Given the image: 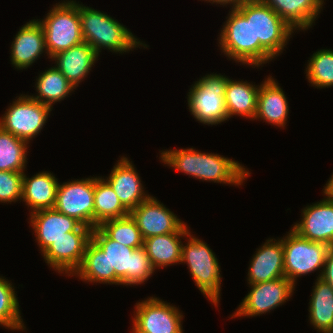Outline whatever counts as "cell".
<instances>
[{
    "label": "cell",
    "mask_w": 333,
    "mask_h": 333,
    "mask_svg": "<svg viewBox=\"0 0 333 333\" xmlns=\"http://www.w3.org/2000/svg\"><path fill=\"white\" fill-rule=\"evenodd\" d=\"M79 8L81 20V33L83 40L89 44L99 55L102 49L122 54L133 51L132 49L148 46L127 29L118 20L110 15L95 10L88 6H83L74 1Z\"/></svg>",
    "instance_id": "277c9868"
},
{
    "label": "cell",
    "mask_w": 333,
    "mask_h": 333,
    "mask_svg": "<svg viewBox=\"0 0 333 333\" xmlns=\"http://www.w3.org/2000/svg\"><path fill=\"white\" fill-rule=\"evenodd\" d=\"M323 188L324 197L328 200L333 202V174L331 175L330 179L327 181Z\"/></svg>",
    "instance_id": "74e56055"
},
{
    "label": "cell",
    "mask_w": 333,
    "mask_h": 333,
    "mask_svg": "<svg viewBox=\"0 0 333 333\" xmlns=\"http://www.w3.org/2000/svg\"><path fill=\"white\" fill-rule=\"evenodd\" d=\"M48 58L82 43L81 20L74 0L56 3L42 20Z\"/></svg>",
    "instance_id": "8992f818"
},
{
    "label": "cell",
    "mask_w": 333,
    "mask_h": 333,
    "mask_svg": "<svg viewBox=\"0 0 333 333\" xmlns=\"http://www.w3.org/2000/svg\"><path fill=\"white\" fill-rule=\"evenodd\" d=\"M230 9L219 33L220 50L240 65L253 66L252 17H245L237 8Z\"/></svg>",
    "instance_id": "7c38bea8"
},
{
    "label": "cell",
    "mask_w": 333,
    "mask_h": 333,
    "mask_svg": "<svg viewBox=\"0 0 333 333\" xmlns=\"http://www.w3.org/2000/svg\"><path fill=\"white\" fill-rule=\"evenodd\" d=\"M309 305L311 325L321 333H333V289L321 278L316 279Z\"/></svg>",
    "instance_id": "4316f807"
},
{
    "label": "cell",
    "mask_w": 333,
    "mask_h": 333,
    "mask_svg": "<svg viewBox=\"0 0 333 333\" xmlns=\"http://www.w3.org/2000/svg\"><path fill=\"white\" fill-rule=\"evenodd\" d=\"M306 78L315 88L333 86V50L320 49L308 60Z\"/></svg>",
    "instance_id": "836d02e7"
},
{
    "label": "cell",
    "mask_w": 333,
    "mask_h": 333,
    "mask_svg": "<svg viewBox=\"0 0 333 333\" xmlns=\"http://www.w3.org/2000/svg\"><path fill=\"white\" fill-rule=\"evenodd\" d=\"M28 143L0 127V171L24 172Z\"/></svg>",
    "instance_id": "4dcf8cb0"
},
{
    "label": "cell",
    "mask_w": 333,
    "mask_h": 333,
    "mask_svg": "<svg viewBox=\"0 0 333 333\" xmlns=\"http://www.w3.org/2000/svg\"><path fill=\"white\" fill-rule=\"evenodd\" d=\"M279 15L293 30H307L315 23L324 0H260ZM298 28V29H297Z\"/></svg>",
    "instance_id": "603a6c76"
},
{
    "label": "cell",
    "mask_w": 333,
    "mask_h": 333,
    "mask_svg": "<svg viewBox=\"0 0 333 333\" xmlns=\"http://www.w3.org/2000/svg\"><path fill=\"white\" fill-rule=\"evenodd\" d=\"M11 64L18 70L27 69L46 49L45 34L38 20L24 24L15 35L11 44Z\"/></svg>",
    "instance_id": "ac0fdd59"
},
{
    "label": "cell",
    "mask_w": 333,
    "mask_h": 333,
    "mask_svg": "<svg viewBox=\"0 0 333 333\" xmlns=\"http://www.w3.org/2000/svg\"><path fill=\"white\" fill-rule=\"evenodd\" d=\"M132 333H184L180 310L158 297L136 303Z\"/></svg>",
    "instance_id": "30bf717a"
},
{
    "label": "cell",
    "mask_w": 333,
    "mask_h": 333,
    "mask_svg": "<svg viewBox=\"0 0 333 333\" xmlns=\"http://www.w3.org/2000/svg\"><path fill=\"white\" fill-rule=\"evenodd\" d=\"M35 87L37 95L29 96L52 109L53 104L69 97L68 95H71L70 93L76 89L55 66L40 73L36 79Z\"/></svg>",
    "instance_id": "83f0119b"
},
{
    "label": "cell",
    "mask_w": 333,
    "mask_h": 333,
    "mask_svg": "<svg viewBox=\"0 0 333 333\" xmlns=\"http://www.w3.org/2000/svg\"><path fill=\"white\" fill-rule=\"evenodd\" d=\"M227 81V76L212 73L191 86L187 94L188 107L199 123L212 126L228 121L224 98Z\"/></svg>",
    "instance_id": "52a82bcc"
},
{
    "label": "cell",
    "mask_w": 333,
    "mask_h": 333,
    "mask_svg": "<svg viewBox=\"0 0 333 333\" xmlns=\"http://www.w3.org/2000/svg\"><path fill=\"white\" fill-rule=\"evenodd\" d=\"M284 274L294 285L298 277L320 270L321 277L329 245L301 237L293 229L282 237ZM322 268V270H321Z\"/></svg>",
    "instance_id": "ba28073f"
},
{
    "label": "cell",
    "mask_w": 333,
    "mask_h": 333,
    "mask_svg": "<svg viewBox=\"0 0 333 333\" xmlns=\"http://www.w3.org/2000/svg\"><path fill=\"white\" fill-rule=\"evenodd\" d=\"M12 283L0 276V325L10 330H24L20 306Z\"/></svg>",
    "instance_id": "1f68e13d"
},
{
    "label": "cell",
    "mask_w": 333,
    "mask_h": 333,
    "mask_svg": "<svg viewBox=\"0 0 333 333\" xmlns=\"http://www.w3.org/2000/svg\"><path fill=\"white\" fill-rule=\"evenodd\" d=\"M112 240L130 247L143 246L144 239L135 220L129 214L125 217L104 221L99 226Z\"/></svg>",
    "instance_id": "d6a6232c"
},
{
    "label": "cell",
    "mask_w": 333,
    "mask_h": 333,
    "mask_svg": "<svg viewBox=\"0 0 333 333\" xmlns=\"http://www.w3.org/2000/svg\"><path fill=\"white\" fill-rule=\"evenodd\" d=\"M237 9L245 17H252L253 67L279 56L295 30L260 0L244 1Z\"/></svg>",
    "instance_id": "7a4b0ae2"
},
{
    "label": "cell",
    "mask_w": 333,
    "mask_h": 333,
    "mask_svg": "<svg viewBox=\"0 0 333 333\" xmlns=\"http://www.w3.org/2000/svg\"><path fill=\"white\" fill-rule=\"evenodd\" d=\"M94 177L58 184L54 209L94 229Z\"/></svg>",
    "instance_id": "8fae6325"
},
{
    "label": "cell",
    "mask_w": 333,
    "mask_h": 333,
    "mask_svg": "<svg viewBox=\"0 0 333 333\" xmlns=\"http://www.w3.org/2000/svg\"><path fill=\"white\" fill-rule=\"evenodd\" d=\"M94 228L104 221L129 215L111 185L98 176L94 177Z\"/></svg>",
    "instance_id": "f1b7e54d"
},
{
    "label": "cell",
    "mask_w": 333,
    "mask_h": 333,
    "mask_svg": "<svg viewBox=\"0 0 333 333\" xmlns=\"http://www.w3.org/2000/svg\"><path fill=\"white\" fill-rule=\"evenodd\" d=\"M204 1H208L211 4H220L223 7L226 5H230L232 7V9L238 8L244 1L247 0H204Z\"/></svg>",
    "instance_id": "8d00e7d4"
},
{
    "label": "cell",
    "mask_w": 333,
    "mask_h": 333,
    "mask_svg": "<svg viewBox=\"0 0 333 333\" xmlns=\"http://www.w3.org/2000/svg\"><path fill=\"white\" fill-rule=\"evenodd\" d=\"M129 214L135 220L143 239L179 232L186 225L153 196L141 202Z\"/></svg>",
    "instance_id": "9a60e30c"
},
{
    "label": "cell",
    "mask_w": 333,
    "mask_h": 333,
    "mask_svg": "<svg viewBox=\"0 0 333 333\" xmlns=\"http://www.w3.org/2000/svg\"><path fill=\"white\" fill-rule=\"evenodd\" d=\"M167 166L196 179L240 186L251 173L233 159L215 153H202L192 148L160 152Z\"/></svg>",
    "instance_id": "6da1fadb"
},
{
    "label": "cell",
    "mask_w": 333,
    "mask_h": 333,
    "mask_svg": "<svg viewBox=\"0 0 333 333\" xmlns=\"http://www.w3.org/2000/svg\"><path fill=\"white\" fill-rule=\"evenodd\" d=\"M266 241L250 261L247 277L249 285L285 277L282 239L269 238Z\"/></svg>",
    "instance_id": "d6986e66"
},
{
    "label": "cell",
    "mask_w": 333,
    "mask_h": 333,
    "mask_svg": "<svg viewBox=\"0 0 333 333\" xmlns=\"http://www.w3.org/2000/svg\"><path fill=\"white\" fill-rule=\"evenodd\" d=\"M295 286L286 277L258 284H250L252 289L240 303L234 317H255L270 312L292 297Z\"/></svg>",
    "instance_id": "5bb4252c"
},
{
    "label": "cell",
    "mask_w": 333,
    "mask_h": 333,
    "mask_svg": "<svg viewBox=\"0 0 333 333\" xmlns=\"http://www.w3.org/2000/svg\"><path fill=\"white\" fill-rule=\"evenodd\" d=\"M259 89V85L228 78L224 95L228 118L238 115L253 120L257 110Z\"/></svg>",
    "instance_id": "484cf974"
},
{
    "label": "cell",
    "mask_w": 333,
    "mask_h": 333,
    "mask_svg": "<svg viewBox=\"0 0 333 333\" xmlns=\"http://www.w3.org/2000/svg\"><path fill=\"white\" fill-rule=\"evenodd\" d=\"M76 275L85 282L109 284L108 257L92 239L87 244L80 267L72 276Z\"/></svg>",
    "instance_id": "f546056e"
},
{
    "label": "cell",
    "mask_w": 333,
    "mask_h": 333,
    "mask_svg": "<svg viewBox=\"0 0 333 333\" xmlns=\"http://www.w3.org/2000/svg\"><path fill=\"white\" fill-rule=\"evenodd\" d=\"M301 212V221L292 229L310 241L333 245V202L324 198L307 205Z\"/></svg>",
    "instance_id": "2e32d148"
},
{
    "label": "cell",
    "mask_w": 333,
    "mask_h": 333,
    "mask_svg": "<svg viewBox=\"0 0 333 333\" xmlns=\"http://www.w3.org/2000/svg\"><path fill=\"white\" fill-rule=\"evenodd\" d=\"M91 239L108 257L111 285H139L156 271L143 246L127 247L112 240L99 226L92 230Z\"/></svg>",
    "instance_id": "3957f363"
},
{
    "label": "cell",
    "mask_w": 333,
    "mask_h": 333,
    "mask_svg": "<svg viewBox=\"0 0 333 333\" xmlns=\"http://www.w3.org/2000/svg\"><path fill=\"white\" fill-rule=\"evenodd\" d=\"M23 172L0 171V202L12 203L22 198Z\"/></svg>",
    "instance_id": "e575fe53"
},
{
    "label": "cell",
    "mask_w": 333,
    "mask_h": 333,
    "mask_svg": "<svg viewBox=\"0 0 333 333\" xmlns=\"http://www.w3.org/2000/svg\"><path fill=\"white\" fill-rule=\"evenodd\" d=\"M16 98L0 118V127L29 144L41 132L52 108L29 95Z\"/></svg>",
    "instance_id": "9c48e42d"
},
{
    "label": "cell",
    "mask_w": 333,
    "mask_h": 333,
    "mask_svg": "<svg viewBox=\"0 0 333 333\" xmlns=\"http://www.w3.org/2000/svg\"><path fill=\"white\" fill-rule=\"evenodd\" d=\"M98 56L96 51L83 41L55 54L50 59L55 61L56 65L54 66L76 88L87 77Z\"/></svg>",
    "instance_id": "7402d4cb"
},
{
    "label": "cell",
    "mask_w": 333,
    "mask_h": 333,
    "mask_svg": "<svg viewBox=\"0 0 333 333\" xmlns=\"http://www.w3.org/2000/svg\"><path fill=\"white\" fill-rule=\"evenodd\" d=\"M30 226L43 253L54 241L76 231L82 224L75 218L64 215L54 208L30 213Z\"/></svg>",
    "instance_id": "ffe728a7"
},
{
    "label": "cell",
    "mask_w": 333,
    "mask_h": 333,
    "mask_svg": "<svg viewBox=\"0 0 333 333\" xmlns=\"http://www.w3.org/2000/svg\"><path fill=\"white\" fill-rule=\"evenodd\" d=\"M105 180L111 185L120 202L129 212L151 196L145 194L144 186L132 161L130 162L124 156L114 165L109 177Z\"/></svg>",
    "instance_id": "e0dca14e"
},
{
    "label": "cell",
    "mask_w": 333,
    "mask_h": 333,
    "mask_svg": "<svg viewBox=\"0 0 333 333\" xmlns=\"http://www.w3.org/2000/svg\"><path fill=\"white\" fill-rule=\"evenodd\" d=\"M188 233L182 245L180 263L188 264L189 272L200 292L217 307L220 300L222 277L215 253L203 240Z\"/></svg>",
    "instance_id": "5b68a950"
},
{
    "label": "cell",
    "mask_w": 333,
    "mask_h": 333,
    "mask_svg": "<svg viewBox=\"0 0 333 333\" xmlns=\"http://www.w3.org/2000/svg\"><path fill=\"white\" fill-rule=\"evenodd\" d=\"M320 278L333 289V245L328 248L325 264Z\"/></svg>",
    "instance_id": "d590c367"
},
{
    "label": "cell",
    "mask_w": 333,
    "mask_h": 333,
    "mask_svg": "<svg viewBox=\"0 0 333 333\" xmlns=\"http://www.w3.org/2000/svg\"><path fill=\"white\" fill-rule=\"evenodd\" d=\"M276 82V79L268 76L260 84L254 120L261 119L270 125L284 128L288 119L289 105L283 89Z\"/></svg>",
    "instance_id": "44dd1931"
},
{
    "label": "cell",
    "mask_w": 333,
    "mask_h": 333,
    "mask_svg": "<svg viewBox=\"0 0 333 333\" xmlns=\"http://www.w3.org/2000/svg\"><path fill=\"white\" fill-rule=\"evenodd\" d=\"M58 180L51 172L42 171L28 178L23 172L21 200L31 213L54 208Z\"/></svg>",
    "instance_id": "cb8c5ba5"
},
{
    "label": "cell",
    "mask_w": 333,
    "mask_h": 333,
    "mask_svg": "<svg viewBox=\"0 0 333 333\" xmlns=\"http://www.w3.org/2000/svg\"><path fill=\"white\" fill-rule=\"evenodd\" d=\"M189 232L185 225L179 232L144 239L143 247L154 269L180 264L184 244L180 238L187 237Z\"/></svg>",
    "instance_id": "d4e9b609"
},
{
    "label": "cell",
    "mask_w": 333,
    "mask_h": 333,
    "mask_svg": "<svg viewBox=\"0 0 333 333\" xmlns=\"http://www.w3.org/2000/svg\"><path fill=\"white\" fill-rule=\"evenodd\" d=\"M92 230L81 225L76 231L67 232V236L54 241L41 254L45 262L56 272L72 276L83 261Z\"/></svg>",
    "instance_id": "4fadbf2b"
}]
</instances>
